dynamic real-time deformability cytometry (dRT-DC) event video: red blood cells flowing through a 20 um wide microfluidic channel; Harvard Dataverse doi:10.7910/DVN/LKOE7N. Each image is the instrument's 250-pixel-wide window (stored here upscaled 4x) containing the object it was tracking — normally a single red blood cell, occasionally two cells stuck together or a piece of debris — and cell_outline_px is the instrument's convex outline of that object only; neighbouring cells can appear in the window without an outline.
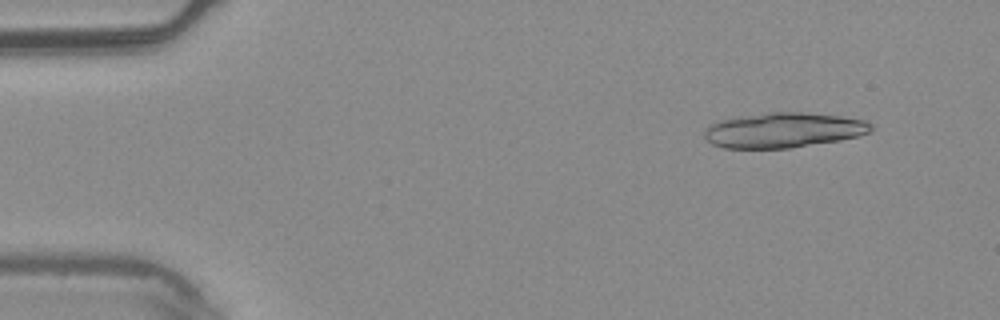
{"species": "common noctule bat (a hibernating species)", "species_latin": "Nyctalus noctula", "temperature_condition": "warm", "stored_images_in_passage": 5, "camera_frame_rate_fps": 3000, "um_per_image_px": 0.085, "animal": {"sex": "male", "body_mass_g": 20.4}, "frame": {"image": 1, "passage_image": 1, "time_ms": 0.0, "image_size_px": [1000, 320], "cell_outline_px": [[872, 128], [868, 132], [856, 136], [840, 140], [788, 148], [724, 148], [712, 144], [704, 136], [704, 128], [712, 124], [724, 120], [768, 112], [804, 112], [840, 116], [864, 120], [872, 124]], "centroid_in_image_um": [66.6, 11.07], "position_along_channel_um": 18.4, "area_um2": 33.58}}